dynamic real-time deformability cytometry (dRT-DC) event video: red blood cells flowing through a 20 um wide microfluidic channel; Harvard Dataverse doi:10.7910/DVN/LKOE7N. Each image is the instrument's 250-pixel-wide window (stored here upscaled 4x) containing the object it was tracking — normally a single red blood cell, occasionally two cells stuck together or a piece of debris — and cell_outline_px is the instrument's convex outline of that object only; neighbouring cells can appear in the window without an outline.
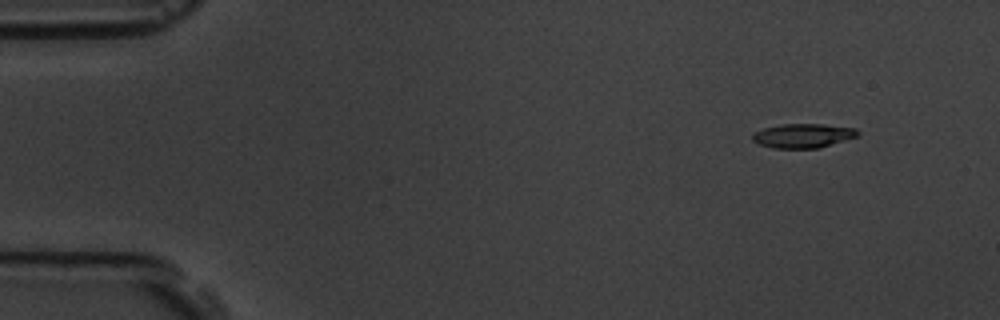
{"species": "common noctule bat (a hibernating species)", "species_latin": "Nyctalus noctula", "temperature_condition": "room temperature", "stored_images_in_passage": 6, "camera_frame_rate_fps": 3000, "um_per_image_px": 0.085, "animal": {"sex": "male", "body_mass_g": 19.5, "forearm_length_mm": 54.6}, "frame": {"image": 1, "passage_image": 2, "time_ms": 1.0, "image_size_px": [1000, 320], "cell_outline_px": [[860, 136], [820, 148], [772, 148], [760, 144], [752, 140], [752, 132], [764, 128], [784, 124], [820, 124], [856, 128], [860, 132]], "centroid_in_image_um": [68.29, 11.54], "position_along_channel_um": 16.7, "area_um2": 14.97}}
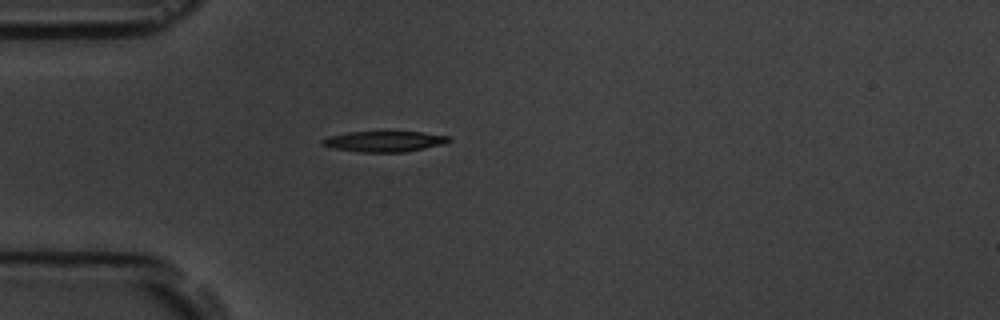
{"frame": {"image": 2, "passage_image": 5, "time_ms": 4.667, "image_size_px": [1000, 320], "cell_outline_px": [[452, 140], [444, 144], [404, 152], [360, 152], [332, 148], [320, 144], [320, 140], [328, 136], [348, 132], [420, 132], [452, 136]], "centroid_in_image_um": [32.66, 12.02], "position_along_channel_um": 52.3, "area_um2": 15.32}}